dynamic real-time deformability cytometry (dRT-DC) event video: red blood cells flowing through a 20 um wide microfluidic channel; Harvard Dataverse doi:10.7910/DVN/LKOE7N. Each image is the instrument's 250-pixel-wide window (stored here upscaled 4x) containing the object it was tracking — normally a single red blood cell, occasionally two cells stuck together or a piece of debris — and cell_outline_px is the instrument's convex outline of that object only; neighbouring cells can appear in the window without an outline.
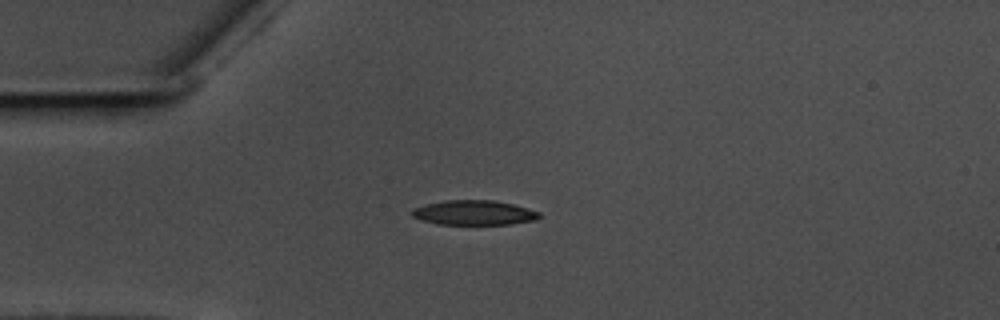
{"species": "common noctule bat (a hibernating species)", "species_latin": "Nyctalus noctula", "temperature_condition": "warm", "stored_images_in_passage": 43, "camera_frame_rate_fps": 3000, "um_per_image_px": 0.085, "animal": {"sex": "male", "body_mass_g": 17.5, "forearm_length_mm": 52.3}, "frame": {"image": 1, "passage_image": 1, "time_ms": 0.0, "image_size_px": [1000, 320], "cell_outline_px": [[540, 216], [536, 220], [508, 224], [436, 224], [412, 216], [412, 208], [424, 204], [444, 200], [492, 200], [512, 204], [540, 212]], "centroid_in_image_um": [40.26, 18.07], "position_along_channel_um": 44.7, "area_um2": 18.21}}
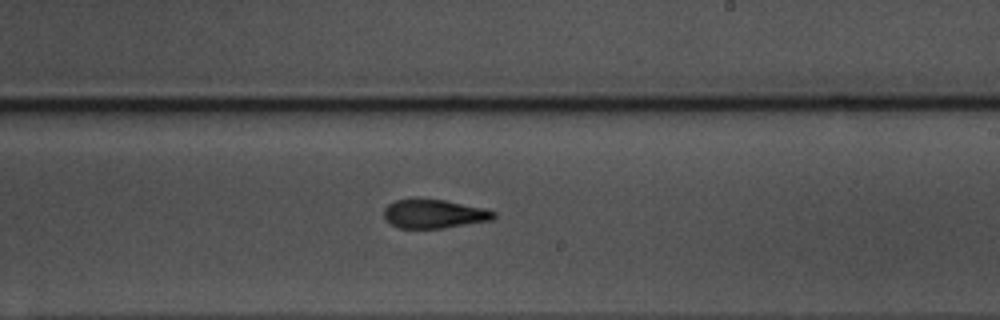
{"frame": {"image": 2, "passage_image": 20, "time_ms": 6.333, "image_size_px": [1000, 320], "cell_outline_px": [[496, 216], [492, 220], [444, 228], [396, 228], [384, 220], [384, 208], [388, 204], [396, 200], [412, 196], [444, 200], [484, 208], [496, 212]], "centroid_in_image_um": [36.83, 18.15], "position_along_channel_um": 252.2, "area_um2": 19.02}}
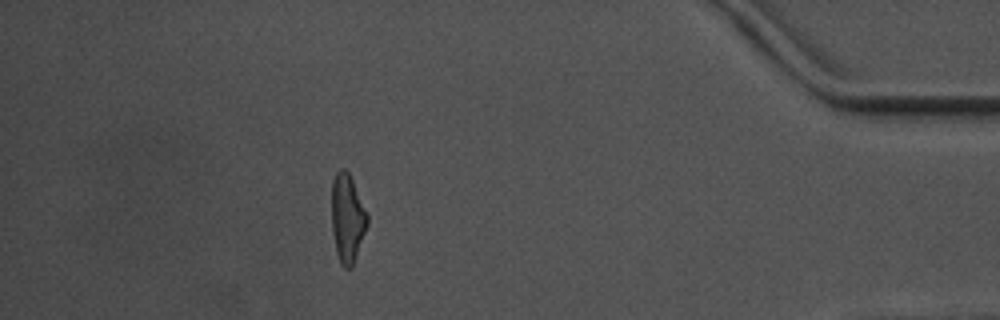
{"frame": {"image": 3, "passage_image": 37, "time_ms": 12.0, "image_size_px": [1000, 320], "cell_outline_px": [[368, 224], [352, 268], [344, 268], [340, 264], [336, 252], [332, 232], [332, 180], [336, 172], [340, 168], [344, 168], [348, 172], [352, 180], [368, 216]], "centroid_in_image_um": [29.51, 18.57], "position_along_channel_um": 405.7, "area_um2": 18.32}, "authors_computed_cell_mechanics": {"area_um2": 18.6116, "velocity_mm_per_s": 3.5781, "shape_relaxation_time_tau1_ms": 11.0387, "shape_relaxation_time_tau2_ms": 4.4869, "deformation_change_tau1": 0.2909, "deformation_change_tau2": 0.1091}}